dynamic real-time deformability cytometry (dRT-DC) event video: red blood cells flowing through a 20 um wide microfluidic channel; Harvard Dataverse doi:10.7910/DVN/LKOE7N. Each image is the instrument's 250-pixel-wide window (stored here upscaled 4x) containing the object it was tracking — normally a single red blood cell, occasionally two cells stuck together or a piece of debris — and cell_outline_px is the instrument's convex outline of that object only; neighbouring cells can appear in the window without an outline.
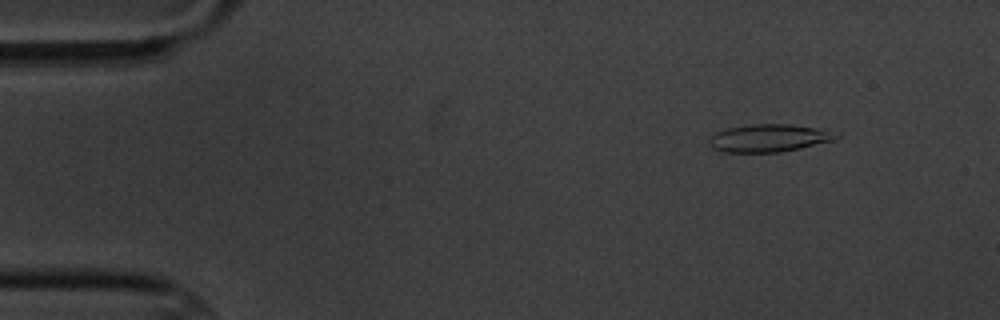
{"species": "common noctule bat (a hibernating species)", "species_latin": "Nyctalus noctula", "temperature_condition": "cold", "stored_images_in_passage": 5, "camera_frame_rate_fps": 3000, "um_per_image_px": 0.085, "animal": {"sex": "male", "body_mass_g": 20.1, "forearm_length_mm": 53.5}, "frame": {"image": 1, "passage_image": 2, "time_ms": 1.333, "image_size_px": [1000, 320], "cell_outline_px": [[840, 136], [836, 140], [800, 148], [780, 152], [724, 152], [712, 148], [708, 144], [708, 140], [716, 132], [728, 128], [752, 124], [788, 124], [816, 128], [840, 132]], "centroid_in_image_um": [65.4, 11.74], "position_along_channel_um": 19.6, "area_um2": 20.58}}